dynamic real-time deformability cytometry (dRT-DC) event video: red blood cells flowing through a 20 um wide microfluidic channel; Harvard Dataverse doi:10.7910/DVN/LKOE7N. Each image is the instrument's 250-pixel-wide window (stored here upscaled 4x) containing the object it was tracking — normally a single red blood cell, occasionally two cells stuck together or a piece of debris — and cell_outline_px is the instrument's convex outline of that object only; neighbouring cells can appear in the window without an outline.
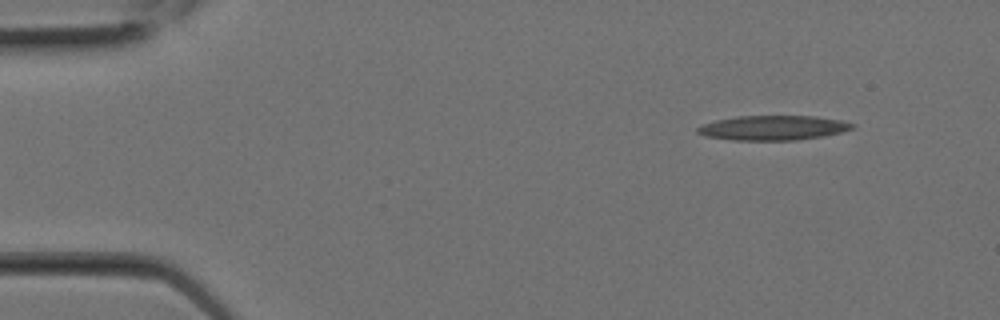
{"species": "Egyptian fruit bat (a non-hibernating species)", "species_latin": "Rousettus aegyptiacus", "temperature_condition": "room temperature", "stored_images_in_passage": 3, "camera_frame_rate_fps": 3000, "um_per_image_px": 0.085, "animal": {"sex": "female"}, "frame": {"image": 1, "passage_image": 1, "time_ms": 0.0, "image_size_px": [1000, 320], "cell_outline_px": [[856, 124], [852, 128], [840, 132], [824, 136], [796, 140], [732, 140], [704, 136], [696, 132], [696, 128], [704, 124], [716, 120], [736, 116], [816, 116], [840, 120]], "centroid_in_image_um": [65.69, 10.86], "position_along_channel_um": 19.3, "area_um2": 22.2}}